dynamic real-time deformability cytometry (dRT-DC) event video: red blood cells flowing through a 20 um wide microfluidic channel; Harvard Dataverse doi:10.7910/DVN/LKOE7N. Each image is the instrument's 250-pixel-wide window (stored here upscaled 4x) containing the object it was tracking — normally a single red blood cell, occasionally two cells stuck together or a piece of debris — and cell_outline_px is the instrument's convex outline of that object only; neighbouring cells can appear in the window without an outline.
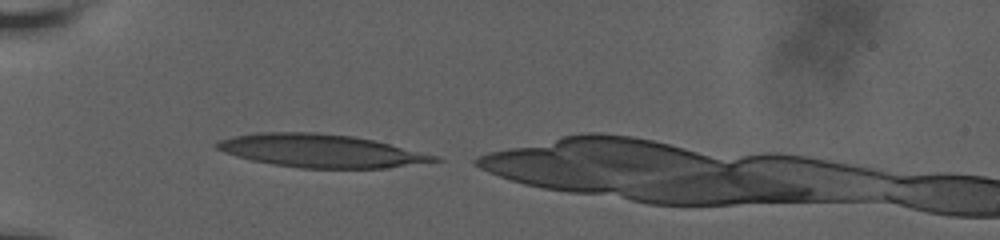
{"species": "human", "species_latin": "Homo sapiens", "temperature_condition": "room temperature", "stored_images_in_passage": 33, "camera_frame_rate_fps": 3000, "um_per_image_px": 0.085, "donor": {"sex": "male"}, "frame": {"image": 1, "passage_image": 1, "time_ms": 0.0, "image_size_px": [1000, 240], "cell_outline_px": [[444, 160], [384, 168], [300, 168], [272, 164], [252, 160], [236, 156], [224, 152], [216, 148], [216, 144], [220, 140], [232, 136], [260, 132], [316, 132], [352, 136], [372, 140], [440, 156]], "centroid_in_image_um": [27.27, 12.82], "position_along_channel_um": 57.7, "area_um2": 41.67}}
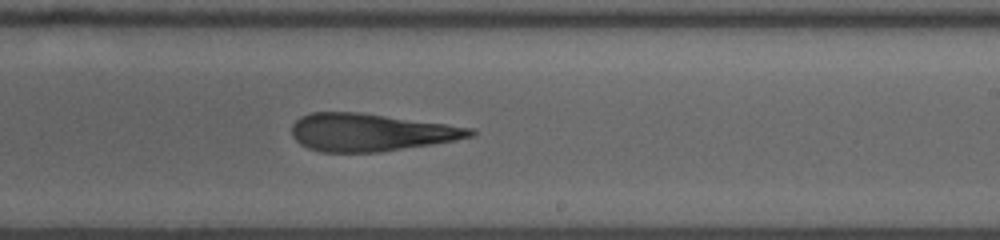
{"frame": {"image": 2, "passage_image": 18, "time_ms": 5.667, "image_size_px": [1000, 240], "cell_outline_px": [[476, 136], [456, 140], [432, 144], [380, 152], [320, 152], [308, 148], [300, 144], [292, 136], [292, 124], [300, 116], [312, 112], [360, 112], [476, 128]], "centroid_in_image_um": [31.52, 11.25], "position_along_channel_um": 257.5, "area_um2": 39.36}}
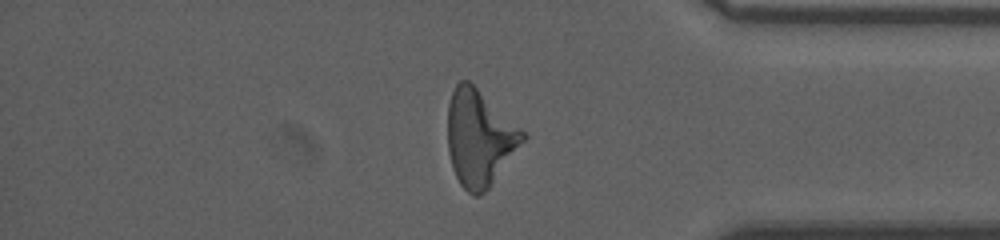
{"frame": {"image": 3, "passage_image": 30, "time_ms": 9.667, "image_size_px": [1000, 240], "cell_outline_px": [[528, 136], [488, 188], [480, 196], [472, 196], [460, 184], [452, 168], [448, 152], [448, 104], [452, 92], [456, 84], [460, 80], [468, 80], [520, 128]], "centroid_in_image_um": [40.73, 11.75], "position_along_channel_um": 394.5, "area_um2": 41.44}}